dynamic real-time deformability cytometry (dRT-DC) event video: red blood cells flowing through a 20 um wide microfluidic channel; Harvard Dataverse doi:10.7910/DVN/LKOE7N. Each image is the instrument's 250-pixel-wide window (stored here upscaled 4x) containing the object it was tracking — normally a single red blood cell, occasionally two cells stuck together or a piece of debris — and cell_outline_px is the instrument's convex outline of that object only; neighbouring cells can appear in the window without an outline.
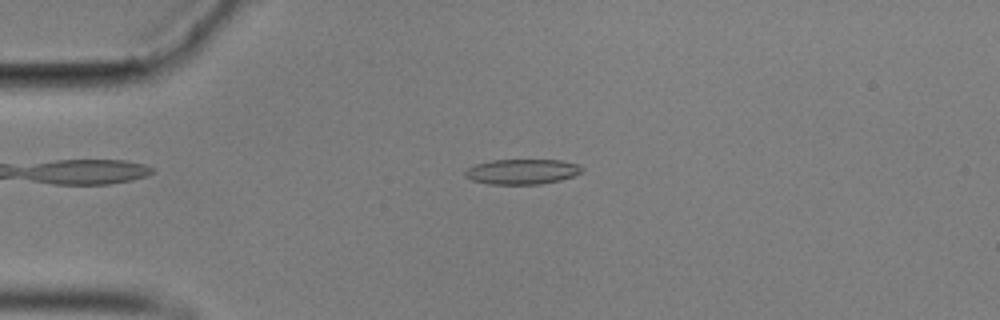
{"species": "common noctule bat (a hibernating species)", "species_latin": "Nyctalus noctula", "temperature_condition": "cold", "stored_images_in_passage": 44, "camera_frame_rate_fps": 3000, "um_per_image_px": 0.085, "animal": {"sex": "male", "body_mass_g": 17.9}, "frame": {"image": 1, "passage_image": 1, "time_ms": 0.0, "image_size_px": [1000, 320], "cell_outline_px": [[584, 168], [580, 172], [572, 176], [560, 180], [540, 184], [488, 184], [472, 180], [464, 176], [464, 172], [468, 168], [476, 164], [492, 160], [560, 160], [576, 164]], "centroid_in_image_um": [44.34, 14.59], "position_along_channel_um": 40.7, "area_um2": 16.99}}
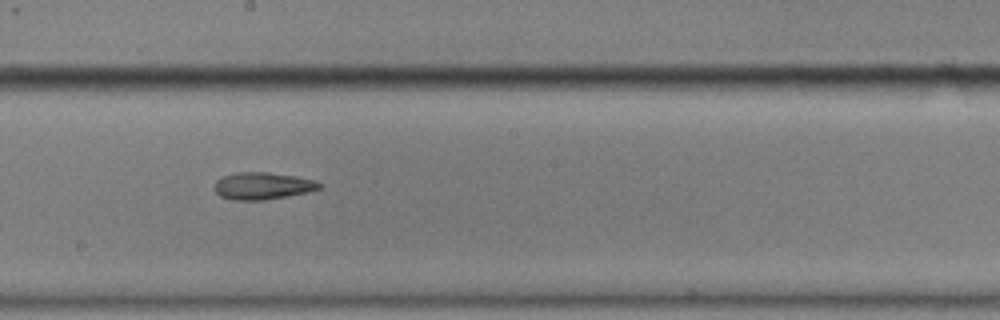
{"frame": {"image": 2, "passage_image": 19, "time_ms": 6.0, "image_size_px": [1000, 320], "cell_outline_px": [[324, 188], [308, 192], [288, 196], [264, 200], [232, 200], [220, 196], [216, 192], [216, 180], [224, 176], [236, 172], [268, 172], [296, 176], [316, 180], [324, 184]], "centroid_in_image_um": [22.4, 15.8], "position_along_channel_um": 225.8, "area_um2": 16.76}}
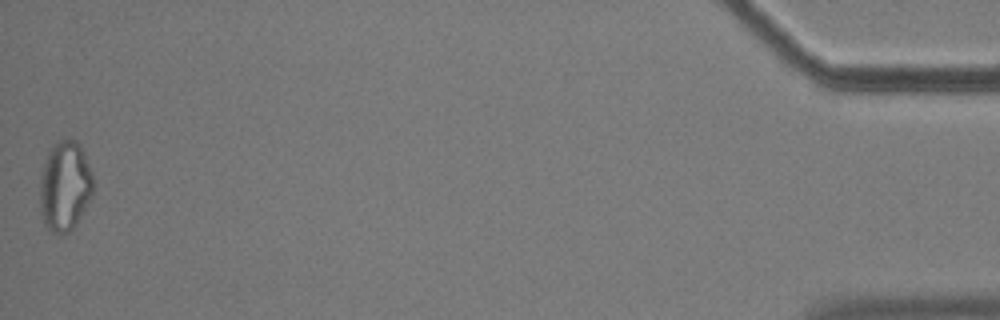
{"frame": {"image": 3, "passage_image": 44, "time_ms": 14.333, "image_size_px": [1000, 320], "cell_outline_px": [[92, 196], [76, 224], [64, 236], [56, 236], [48, 228], [44, 220], [40, 204], [40, 184], [44, 164], [48, 152], [56, 140], [76, 140], [80, 144], [84, 152], [92, 172]], "centroid_in_image_um": [5.53, 15.83], "position_along_channel_um": 429.7, "area_um2": 27.86}, "authors_computed_cell_mechanics": {"area_um2": 17.4556, "velocity_mm_per_s": 3.532, "shape_relaxation_time_tau1_ms": null, "shape_relaxation_time_tau2_ms": 11.2261, "deformation_change_tau1": null, "deformation_change_tau2": 0.2369}}